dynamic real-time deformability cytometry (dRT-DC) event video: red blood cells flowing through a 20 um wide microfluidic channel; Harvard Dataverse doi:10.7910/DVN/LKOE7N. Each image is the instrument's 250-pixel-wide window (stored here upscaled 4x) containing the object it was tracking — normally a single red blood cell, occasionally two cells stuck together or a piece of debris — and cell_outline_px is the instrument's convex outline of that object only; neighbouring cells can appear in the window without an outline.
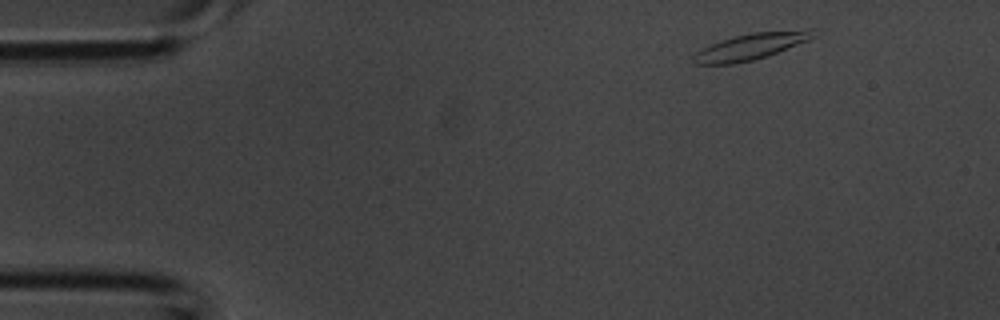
{"species": "common noctule bat (a hibernating species)", "species_latin": "Nyctalus noctula", "temperature_condition": "room temperature", "stored_images_in_passage": 3, "camera_frame_rate_fps": 3000, "um_per_image_px": 0.085, "animal": {"sex": "male", "body_mass_g": 20.1, "forearm_length_mm": 53.5}, "frame": {"image": 1, "passage_image": 1, "time_ms": 0.0, "image_size_px": [1000, 320], "cell_outline_px": [[816, 36], [808, 40], [768, 56], [752, 60], [732, 64], [696, 64], [692, 60], [692, 56], [696, 52], [720, 40], [752, 32], [808, 28], [812, 28]], "centroid_in_image_um": [63.87, 3.93], "position_along_channel_um": 21.1, "area_um2": 18.44}}